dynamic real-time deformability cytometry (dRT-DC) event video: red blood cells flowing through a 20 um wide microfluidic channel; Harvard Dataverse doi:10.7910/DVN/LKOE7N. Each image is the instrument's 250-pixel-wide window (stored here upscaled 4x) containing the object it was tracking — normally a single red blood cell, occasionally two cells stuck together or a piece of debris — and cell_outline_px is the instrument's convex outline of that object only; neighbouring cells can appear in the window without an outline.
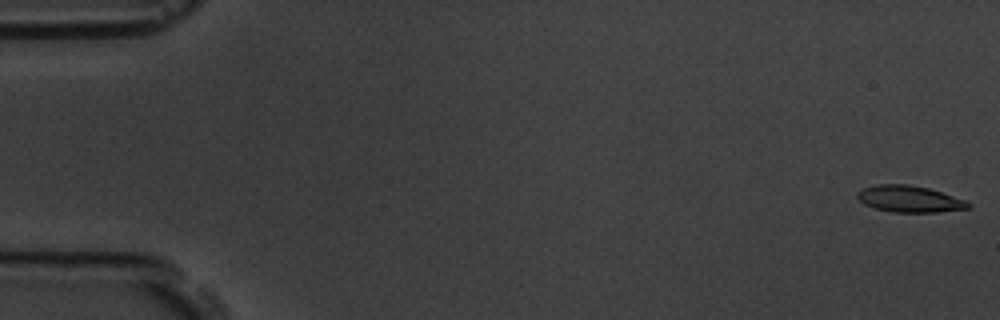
{"species": "common noctule bat (a hibernating species)", "species_latin": "Nyctalus noctula", "temperature_condition": "room temperature", "stored_images_in_passage": 7, "camera_frame_rate_fps": 3000, "um_per_image_px": 0.085, "animal": {"sex": "male", "body_mass_g": 19.5, "forearm_length_mm": 54.6}, "frame": {"image": 1, "passage_image": 1, "time_ms": 0.0, "image_size_px": [1000, 320], "cell_outline_px": [[972, 204], [968, 208], [936, 212], [892, 212], [876, 208], [864, 204], [856, 196], [856, 192], [864, 188], [876, 184], [908, 184], [928, 188], [964, 200]], "centroid_in_image_um": [77.26, 16.9], "position_along_channel_um": 7.7, "area_um2": 16.94}}
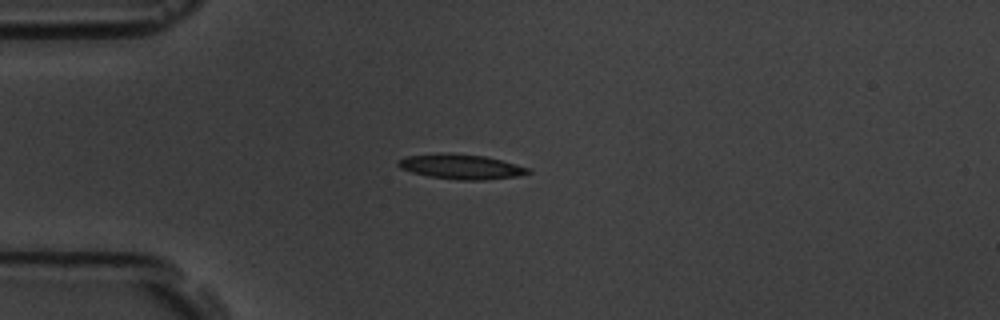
{"frame": {"image": 2, "passage_image": 5, "time_ms": 4.667, "image_size_px": [1000, 320], "cell_outline_px": [[532, 172], [516, 176], [484, 180], [456, 180], [428, 176], [412, 172], [400, 168], [396, 164], [396, 160], [404, 156], [444, 152], [452, 152], [484, 156], [516, 164], [528, 168]], "centroid_in_image_um": [39.11, 14.15], "position_along_channel_um": 45.9, "area_um2": 19.02}}
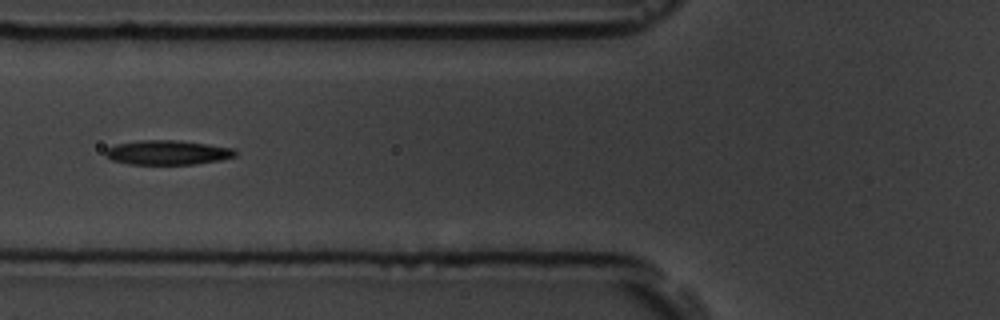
{"frame": {"image": 3, "passage_image": 7, "time_ms": 7.0, "image_size_px": [1000, 320], "cell_outline_px": [[236, 156], [220, 160], [196, 164], [128, 164], [112, 160], [104, 152], [108, 148], [116, 144], [140, 140], [176, 140], [208, 144], [236, 148]], "centroid_in_image_um": [14.28, 12.96], "position_along_channel_um": 111.5, "area_um2": 18.5}}